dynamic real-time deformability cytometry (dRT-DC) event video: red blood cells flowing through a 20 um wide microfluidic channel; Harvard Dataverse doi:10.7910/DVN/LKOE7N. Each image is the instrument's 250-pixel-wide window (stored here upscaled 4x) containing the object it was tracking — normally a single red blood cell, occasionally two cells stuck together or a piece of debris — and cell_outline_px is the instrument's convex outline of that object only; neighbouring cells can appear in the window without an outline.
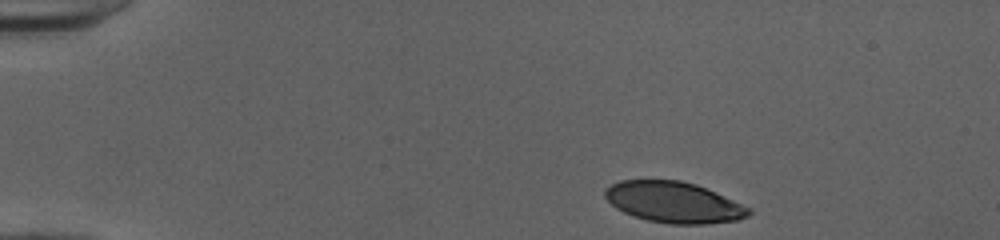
{"species": "human", "species_latin": "Homo sapiens", "temperature_condition": "cold", "stored_images_in_passage": 37, "camera_frame_rate_fps": 3000, "um_per_image_px": 0.085, "donor": {"sex": "female"}, "frame": {"image": 1, "passage_image": 1, "time_ms": 0.0, "image_size_px": [1000, 240], "cell_outline_px": [[752, 212], [748, 216], [736, 220], [704, 224], [668, 224], [648, 220], [632, 216], [616, 208], [604, 196], [604, 188], [620, 180], [680, 180], [696, 184], [752, 208]], "centroid_in_image_um": [57.26, 17.19], "position_along_channel_um": 27.7, "area_um2": 34.33}}
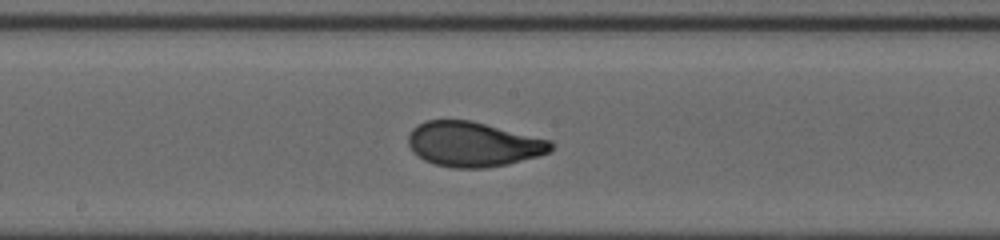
{"frame": {"image": 2, "passage_image": 21, "time_ms": 6.667, "image_size_px": [1000, 240], "cell_outline_px": [[556, 144], [548, 152], [540, 156], [508, 164], [484, 168], [452, 168], [436, 164], [424, 160], [412, 152], [408, 144], [408, 136], [412, 128], [416, 124], [424, 120], [472, 120], [552, 140]], "centroid_in_image_um": [40.23, 12.25], "position_along_channel_um": 208.0, "area_um2": 37.74}}
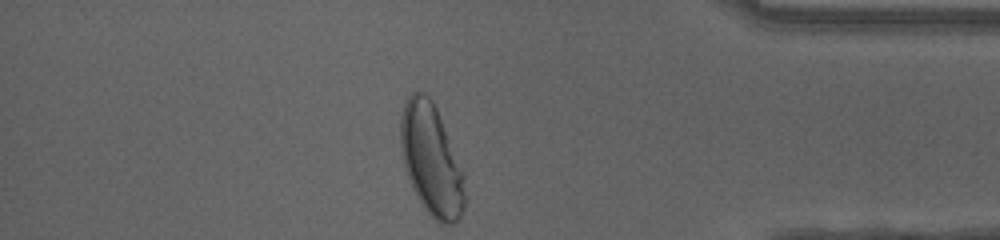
{"frame": {"image": 3, "passage_image": 37, "time_ms": 12.0, "image_size_px": [1000, 240], "cell_outline_px": [[464, 208], [460, 216], [452, 224], [440, 224], [424, 208], [416, 196], [412, 188], [404, 164], [400, 148], [400, 116], [404, 104], [408, 96], [416, 88], [424, 92], [432, 100], [436, 108], [464, 172]], "centroid_in_image_um": [36.64, 13.55], "position_along_channel_um": 398.6, "area_um2": 41.67}, "authors_computed_cell_mechanics": {"area_um2": 37.281, "velocity_mm_per_s": 4.0159, "shape_relaxation_time_tau1_ms": 3.7186, "shape_relaxation_time_tau2_ms": null, "deformation_change_tau1": 0.192, "deformation_change_tau2": null}}